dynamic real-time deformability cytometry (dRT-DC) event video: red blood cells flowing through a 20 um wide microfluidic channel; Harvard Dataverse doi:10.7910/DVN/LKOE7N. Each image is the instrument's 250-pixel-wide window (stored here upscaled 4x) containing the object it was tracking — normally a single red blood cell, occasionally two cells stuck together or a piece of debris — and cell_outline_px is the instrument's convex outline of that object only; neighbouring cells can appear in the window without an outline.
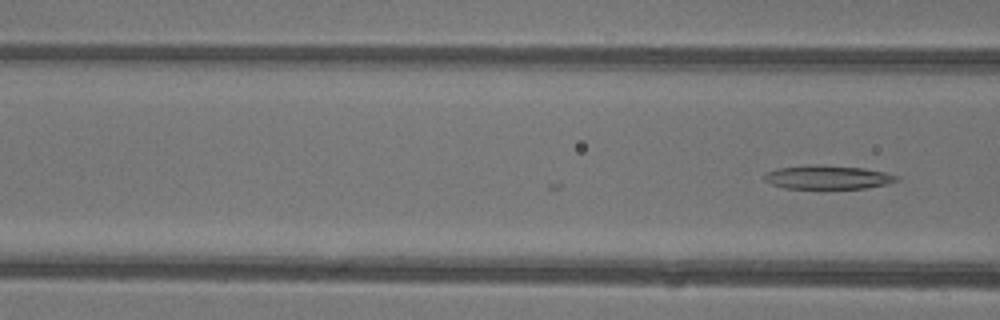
{"species": "common noctule bat (a hibernating species)", "species_latin": "Nyctalus noctula", "temperature_condition": "warm", "stored_images_in_passage": 6, "camera_frame_rate_fps": 3000, "um_per_image_px": 0.085, "animal": {"sex": "female"}, "frame": {"image": 1, "passage_image": 6, "time_ms": 1.667, "image_size_px": [1000, 320], "cell_outline_px": [[900, 180], [888, 184], [864, 188], [784, 188], [772, 184], [764, 180], [764, 176], [768, 172], [776, 168], [808, 164], [820, 164], [864, 168], [888, 172], [896, 176]], "centroid_in_image_um": [70.37, 15.05], "position_along_channel_um": 96.2, "area_um2": 18.44}}